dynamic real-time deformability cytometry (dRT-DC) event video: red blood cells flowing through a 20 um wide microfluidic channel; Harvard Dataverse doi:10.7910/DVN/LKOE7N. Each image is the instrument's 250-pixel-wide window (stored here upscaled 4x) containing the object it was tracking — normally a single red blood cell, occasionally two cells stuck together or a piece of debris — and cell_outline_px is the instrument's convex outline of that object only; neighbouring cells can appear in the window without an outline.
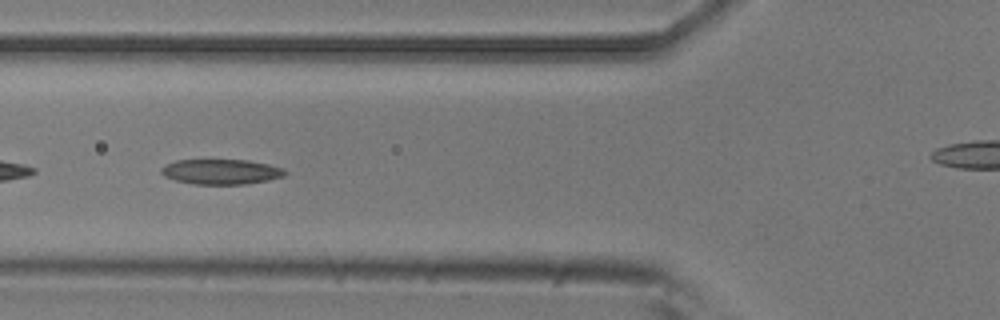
{"species": "common noctule bat (a hibernating species)", "species_latin": "Nyctalus noctula", "temperature_condition": "room temperature", "stored_images_in_passage": 10, "segment_of_instrument_passage": [1, 2], "camera_frame_rate_fps": 3000, "um_per_image_px": 0.085, "animal": {"sex": "male", "body_mass_g": 20.5, "forearm_length_mm": 52.5}, "frame": {"image": 1, "passage_image": 5, "time_ms": 1.333, "image_size_px": [1000, 320], "cell_outline_px": [[288, 172], [284, 176], [268, 180], [244, 184], [192, 184], [176, 180], [164, 176], [160, 172], [160, 168], [176, 160], [248, 160], [268, 164], [284, 168]], "centroid_in_image_um": [18.81, 14.59], "position_along_channel_um": 107.0, "area_um2": 18.09}}
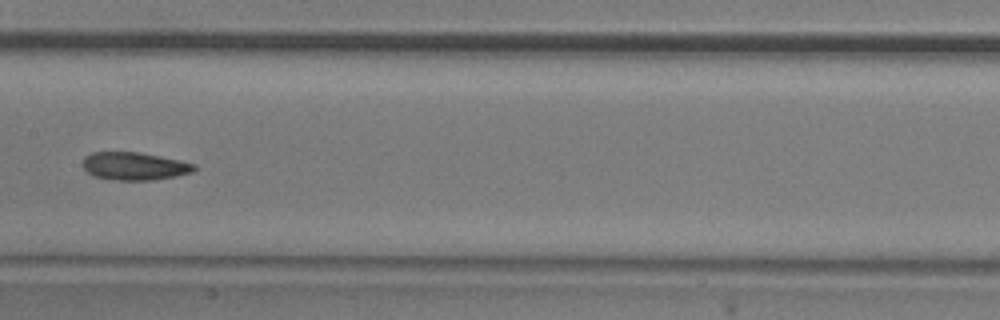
{"frame": {"image": 2, "passage_image": 7, "time_ms": 2.0, "image_size_px": [1000, 320], "cell_outline_px": [[196, 168], [192, 172], [176, 176], [152, 180], [120, 180], [92, 176], [84, 168], [84, 156], [92, 152], [140, 152], [180, 160], [196, 164]], "centroid_in_image_um": [11.44, 14.11], "position_along_channel_um": 196.0, "area_um2": 18.03}}
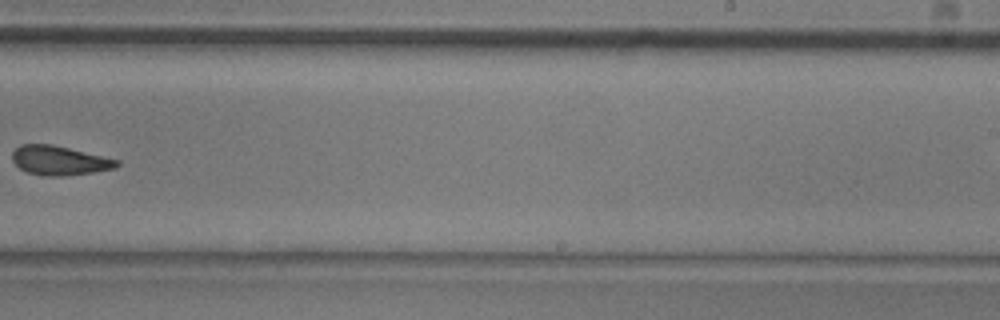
{"frame": {"image": 3, "passage_image": 9, "time_ms": 2.667, "image_size_px": [1000, 320], "cell_outline_px": [[120, 164], [116, 168], [92, 172], [64, 176], [44, 176], [28, 172], [20, 168], [12, 160], [12, 152], [20, 144], [52, 144], [120, 160]], "centroid_in_image_um": [5.05, 13.64], "position_along_channel_um": 283.9, "area_um2": 17.8}}